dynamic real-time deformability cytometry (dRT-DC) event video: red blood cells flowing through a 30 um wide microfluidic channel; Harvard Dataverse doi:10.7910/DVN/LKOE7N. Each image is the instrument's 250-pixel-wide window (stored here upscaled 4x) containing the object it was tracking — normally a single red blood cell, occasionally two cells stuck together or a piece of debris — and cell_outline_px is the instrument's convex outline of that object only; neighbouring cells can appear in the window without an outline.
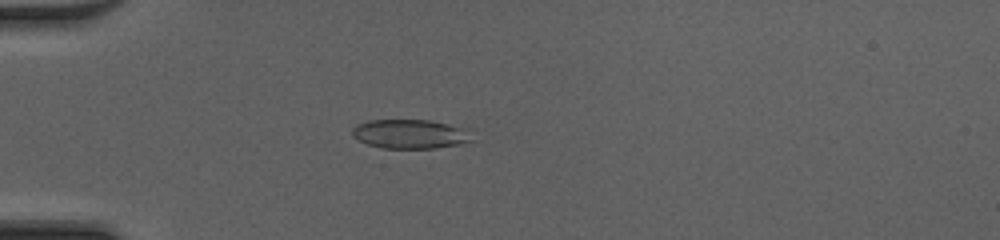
{"species": "common noctule bat (a hibernating species)", "species_latin": "Nyctalus noctula", "temperature_condition": "cold", "stored_images_in_passage": 49, "camera_frame_rate_fps": 3000, "um_per_image_px": 0.085, "animal": {"sex": "female", "body_mass_g": 20.0, "forearm_length_mm": 54.0}, "frame": {"image": 1, "passage_image": 15, "time_ms": 4.667, "image_size_px": [1000, 240], "cell_outline_px": [[468, 140], [460, 144], [436, 148], [384, 148], [368, 144], [352, 136], [352, 128], [356, 124], [368, 120], [428, 120], [448, 124], [460, 128]], "centroid_in_image_um": [34.7, 11.38], "position_along_channel_um": 50.3, "area_um2": 19.65}}
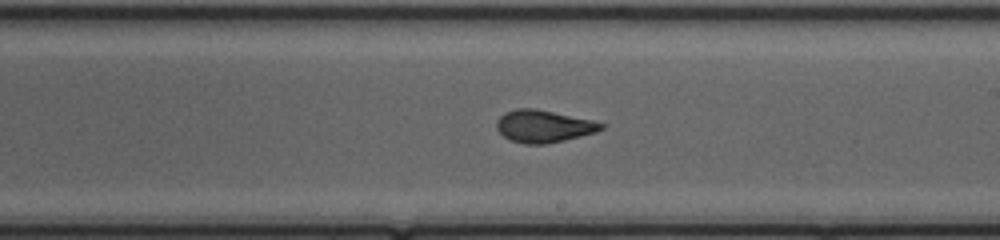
{"frame": {"image": 2, "passage_image": 30, "time_ms": 9.667, "image_size_px": [1000, 240], "cell_outline_px": [[608, 124], [604, 128], [596, 132], [564, 140], [544, 144], [524, 144], [508, 140], [496, 128], [496, 120], [504, 112], [516, 108], [536, 108], [592, 120]], "centroid_in_image_um": [46.19, 10.72], "position_along_channel_um": 242.8, "area_um2": 19.88}}
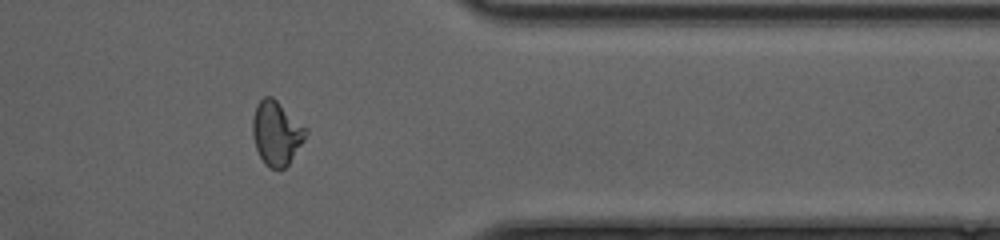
{"frame": {"image": 3, "passage_image": 41, "time_ms": 13.333, "image_size_px": [1000, 240], "cell_outline_px": [[308, 132], [304, 140], [288, 164], [284, 168], [268, 168], [264, 164], [256, 148], [252, 132], [252, 120], [256, 104], [264, 96], [272, 96], [308, 128]], "centroid_in_image_um": [23.5, 11.29], "position_along_channel_um": 387.9, "area_um2": 19.88}, "authors_computed_cell_mechanics": {"area_um2": 20.0566, "velocity_mm_per_s": 4.2395, "shape_relaxation_time_tau1_ms": 4.8704, "shape_relaxation_time_tau2_ms": 1.0843, "deformation_change_tau1": 0.1718, "deformation_change_tau2": 0.0694}}